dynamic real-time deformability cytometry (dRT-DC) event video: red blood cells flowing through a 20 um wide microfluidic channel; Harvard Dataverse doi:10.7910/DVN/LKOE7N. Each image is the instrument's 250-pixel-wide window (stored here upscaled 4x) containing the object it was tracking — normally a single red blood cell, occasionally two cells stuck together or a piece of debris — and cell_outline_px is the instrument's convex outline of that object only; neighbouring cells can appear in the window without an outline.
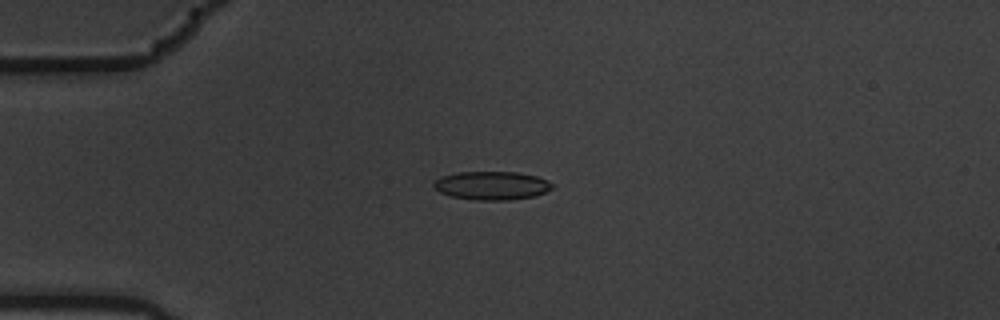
{"species": "common noctule bat (a hibernating species)", "species_latin": "Nyctalus noctula", "temperature_condition": "warm", "stored_images_in_passage": 6, "camera_frame_rate_fps": 3000, "um_per_image_px": 0.085, "animal": {"sex": "male", "body_mass_g": 19.5, "forearm_length_mm": 54.6}, "frame": {"image": 1, "passage_image": 4, "time_ms": 1.0, "image_size_px": [1000, 320], "cell_outline_px": [[556, 184], [552, 188], [536, 196], [508, 200], [476, 200], [452, 196], [440, 192], [432, 184], [440, 176], [456, 172], [516, 172], [536, 176], [548, 180]], "centroid_in_image_um": [41.83, 15.76], "position_along_channel_um": 43.2, "area_um2": 19.71}}
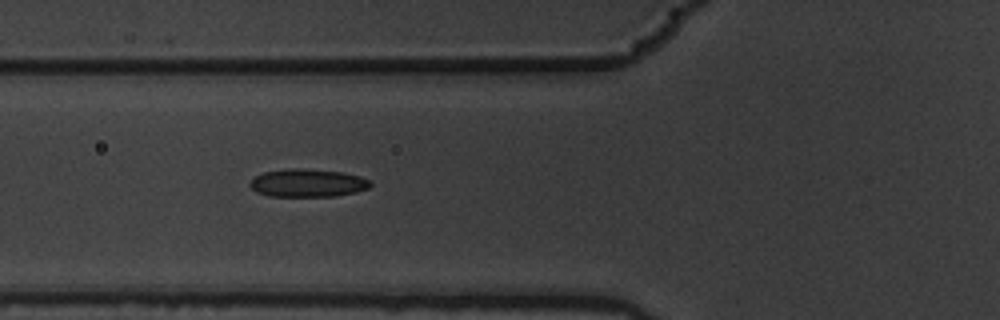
{"frame": {"image": 2, "passage_image": 6, "time_ms": 1.667, "image_size_px": [1000, 320], "cell_outline_px": [[372, 184], [368, 188], [356, 192], [336, 196], [268, 196], [256, 192], [248, 184], [256, 176], [264, 172], [288, 168], [300, 168], [340, 172], [360, 176], [368, 180]], "centroid_in_image_um": [26.13, 15.56], "position_along_channel_um": 99.7, "area_um2": 19.54}}